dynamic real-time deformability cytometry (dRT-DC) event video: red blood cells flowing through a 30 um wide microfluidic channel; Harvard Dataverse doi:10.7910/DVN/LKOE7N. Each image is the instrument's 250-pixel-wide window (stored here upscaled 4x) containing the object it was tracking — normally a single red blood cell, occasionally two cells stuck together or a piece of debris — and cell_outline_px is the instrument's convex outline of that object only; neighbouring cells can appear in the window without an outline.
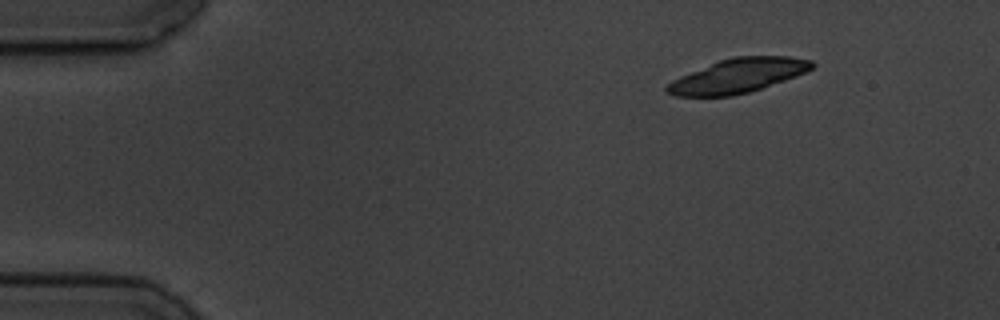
{"species": "common noctule bat (a hibernating species)", "species_latin": "Nyctalus noctula", "temperature_condition": "cold", "stored_images_in_passage": 4, "camera_frame_rate_fps": 3000, "um_per_image_px": 0.085, "animal": {"sex": "male", "body_mass_g": 19.5, "forearm_length_mm": 54.6}, "frame": {"image": 1, "passage_image": 1, "time_ms": 0.0, "image_size_px": [1000, 320], "cell_outline_px": [[816, 64], [812, 68], [796, 76], [748, 92], [732, 96], [676, 96], [664, 92], [664, 88], [672, 80], [680, 76], [720, 60], [732, 56], [788, 56], [812, 60]], "centroid_in_image_um": [62.7, 6.43], "position_along_channel_um": 22.3, "area_um2": 28.67}}